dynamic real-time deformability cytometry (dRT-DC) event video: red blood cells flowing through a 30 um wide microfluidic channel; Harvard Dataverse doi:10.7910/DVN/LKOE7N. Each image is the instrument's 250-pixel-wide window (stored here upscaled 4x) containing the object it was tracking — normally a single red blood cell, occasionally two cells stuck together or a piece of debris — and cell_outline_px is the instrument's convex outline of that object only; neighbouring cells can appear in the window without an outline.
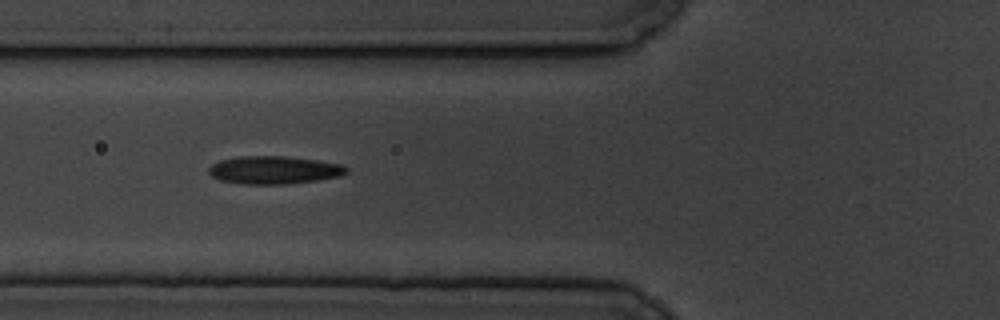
{"species": "common noctule bat (a hibernating species)", "species_latin": "Nyctalus noctula", "temperature_condition": "cold", "stored_images_in_passage": 8, "camera_frame_rate_fps": 3000, "um_per_image_px": 0.085, "animal": {"sex": "male", "body_mass_g": 19.5, "forearm_length_mm": 54.6}, "frame": {"image": 1, "passage_image": 5, "time_ms": 4.667, "image_size_px": [1000, 320], "cell_outline_px": [[348, 172], [340, 176], [316, 180], [284, 184], [240, 184], [220, 180], [212, 176], [208, 172], [208, 168], [212, 164], [220, 160], [236, 156], [284, 156], [320, 160], [344, 164], [348, 168]], "centroid_in_image_um": [23.3, 14.44], "position_along_channel_um": 102.5, "area_um2": 22.6}}
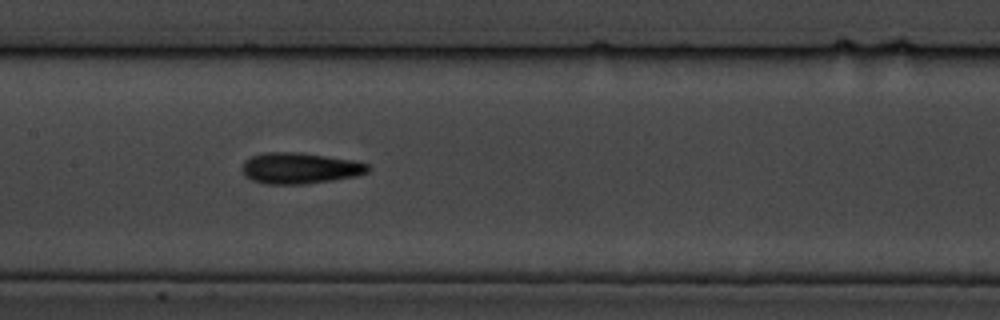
{"frame": {"image": 2, "passage_image": 7, "time_ms": 7.0, "image_size_px": [1000, 320], "cell_outline_px": [[368, 172], [356, 176], [332, 180], [304, 184], [264, 184], [252, 180], [244, 176], [240, 168], [244, 160], [252, 156], [264, 152], [300, 152], [352, 160], [368, 164]], "centroid_in_image_um": [25.42, 14.29], "position_along_channel_um": 182.0, "area_um2": 22.89}}
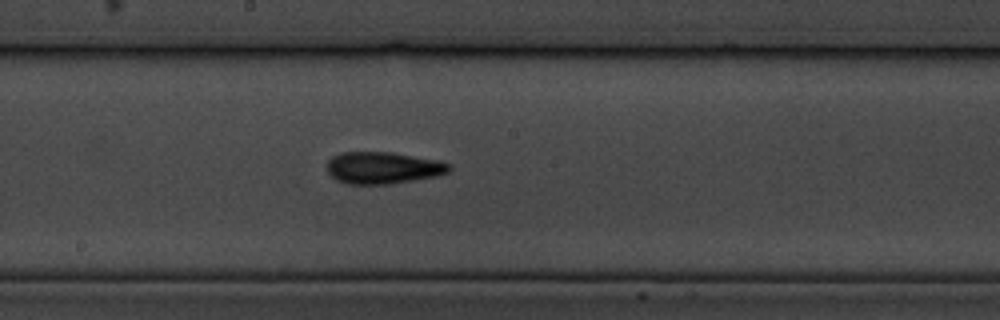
{"frame": {"image": 3, "passage_image": 8, "time_ms": 8.0, "image_size_px": [1000, 320], "cell_outline_px": [[452, 168], [448, 172], [436, 176], [388, 184], [348, 184], [336, 180], [328, 172], [328, 160], [332, 156], [340, 152], [392, 152], [440, 160], [452, 164]], "centroid_in_image_um": [32.57, 14.25], "position_along_channel_um": 215.6, "area_um2": 22.83}}